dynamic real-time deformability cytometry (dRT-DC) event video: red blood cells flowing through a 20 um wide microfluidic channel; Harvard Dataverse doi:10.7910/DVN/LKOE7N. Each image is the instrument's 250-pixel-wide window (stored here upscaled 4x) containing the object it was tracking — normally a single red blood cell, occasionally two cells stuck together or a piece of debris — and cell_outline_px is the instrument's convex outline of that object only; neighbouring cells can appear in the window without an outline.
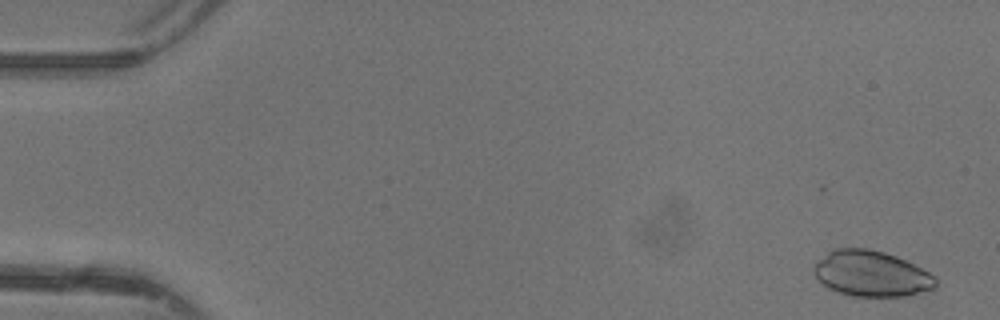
{"species": "common noctule bat (a hibernating species)", "species_latin": "Nyctalus noctula", "temperature_condition": "warm", "stored_images_in_passage": 26, "camera_frame_rate_fps": 3000, "um_per_image_px": 0.085, "animal": {"sex": "female"}, "frame": {"image": 1, "passage_image": 2, "time_ms": 0.333, "image_size_px": [1000, 320], "cell_outline_px": [[936, 288], [904, 296], [852, 296], [836, 292], [828, 288], [812, 272], [812, 268], [816, 260], [828, 252], [836, 248], [868, 248], [884, 252], [896, 256], [936, 276]], "centroid_in_image_um": [74.03, 23.26], "position_along_channel_um": 11.0, "area_um2": 32.43}}
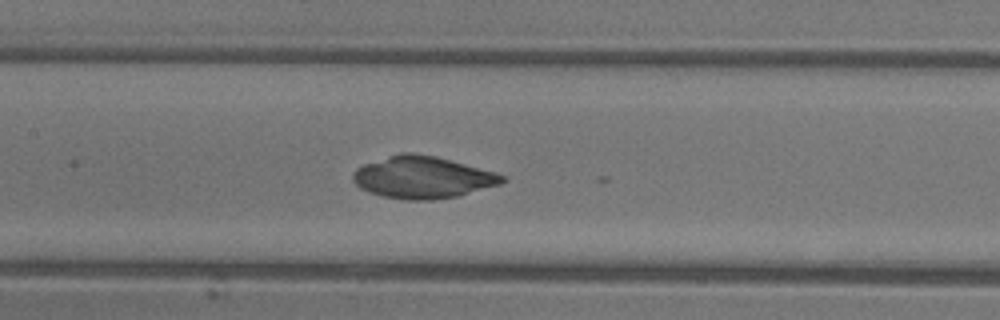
{"frame": {"image": 2, "passage_image": 23, "time_ms": 7.333, "image_size_px": [1000, 320], "cell_outline_px": [[508, 180], [500, 184], [456, 196], [432, 200], [404, 200], [384, 196], [368, 192], [360, 188], [352, 180], [352, 172], [356, 168], [364, 164], [400, 152], [412, 152], [436, 156], [496, 172], [504, 176]], "centroid_in_image_um": [35.9, 15.07], "position_along_channel_um": 171.5, "area_um2": 36.59}}